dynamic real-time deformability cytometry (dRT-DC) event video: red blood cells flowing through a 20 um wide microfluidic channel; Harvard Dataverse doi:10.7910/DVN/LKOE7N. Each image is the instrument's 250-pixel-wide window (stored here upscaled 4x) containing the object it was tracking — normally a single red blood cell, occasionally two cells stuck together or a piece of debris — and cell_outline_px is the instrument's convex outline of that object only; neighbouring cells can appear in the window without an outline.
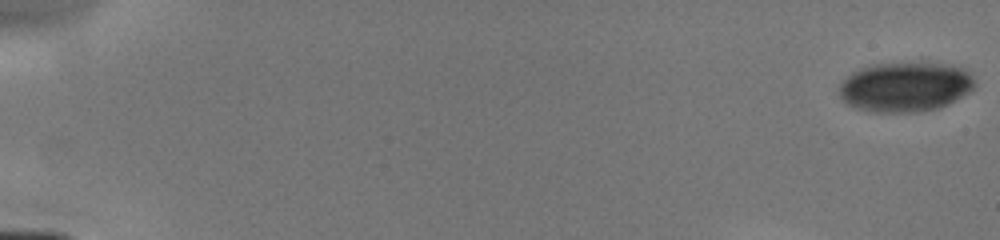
{"species": "human", "species_latin": "Homo sapiens", "temperature_condition": "cold", "stored_images_in_passage": 14, "camera_frame_rate_fps": 3000, "um_per_image_px": 0.085, "donor": {"sex": "male"}, "frame": {"image": 1, "passage_image": 1, "time_ms": 0.0, "image_size_px": [1000, 240], "cell_outline_px": [[976, 84], [968, 92], [948, 104], [940, 108], [920, 112], [872, 112], [856, 108], [848, 104], [840, 96], [840, 84], [852, 72], [872, 64], [944, 64], [960, 68], [968, 72], [972, 76]], "centroid_in_image_um": [76.93, 7.41], "position_along_channel_um": 8.1, "area_um2": 38.73}}
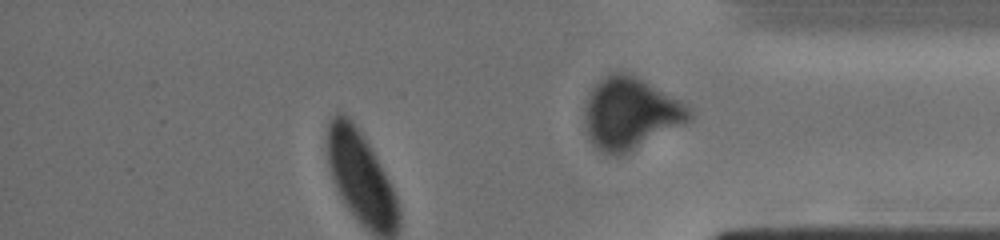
{"frame": {"image": 2, "passage_image": 14, "time_ms": 13.333, "image_size_px": [1000, 240], "cell_outline_px": [[692, 116], [684, 124], [616, 156], [600, 152], [592, 144], [588, 136], [584, 124], [584, 112], [588, 92], [600, 80], [616, 72], [624, 72], [636, 76], [680, 100], [692, 108]], "centroid_in_image_um": [53.55, 9.63], "position_along_channel_um": 381.7, "area_um2": 43.12}}